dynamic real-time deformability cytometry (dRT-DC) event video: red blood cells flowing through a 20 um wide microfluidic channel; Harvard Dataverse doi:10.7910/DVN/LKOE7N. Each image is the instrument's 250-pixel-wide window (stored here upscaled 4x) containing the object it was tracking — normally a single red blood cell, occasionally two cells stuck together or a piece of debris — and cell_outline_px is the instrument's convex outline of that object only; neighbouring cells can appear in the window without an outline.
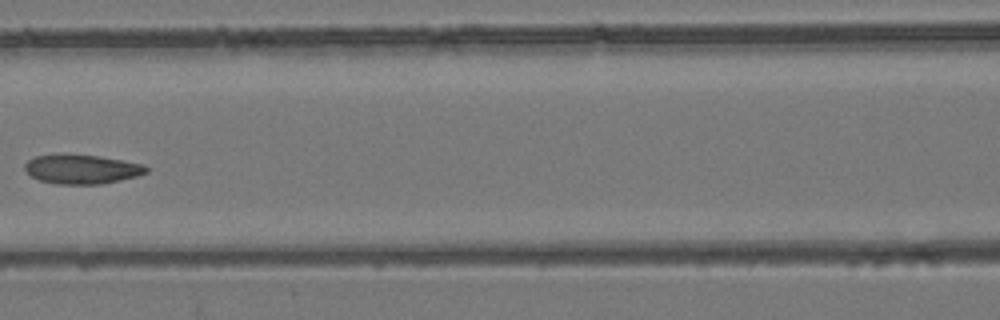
{"species": "common noctule bat (a hibernating species)", "species_latin": "Nyctalus noctula", "temperature_condition": "room temperature", "stored_images_in_passage": 9, "camera_frame_rate_fps": 3000, "um_per_image_px": 0.085, "animal": {"sex": "female", "body_mass_g": 24.6, "forearm_length_mm": 56.2}, "frame": {"image": 1, "passage_image": 7, "time_ms": 2.0, "image_size_px": [1000, 320], "cell_outline_px": [[148, 172], [136, 176], [120, 180], [100, 184], [56, 184], [40, 180], [32, 176], [24, 168], [24, 164], [28, 160], [36, 156], [96, 156], [144, 164], [148, 168]], "centroid_in_image_um": [6.98, 14.41], "position_along_channel_um": 159.6, "area_um2": 20.0}}
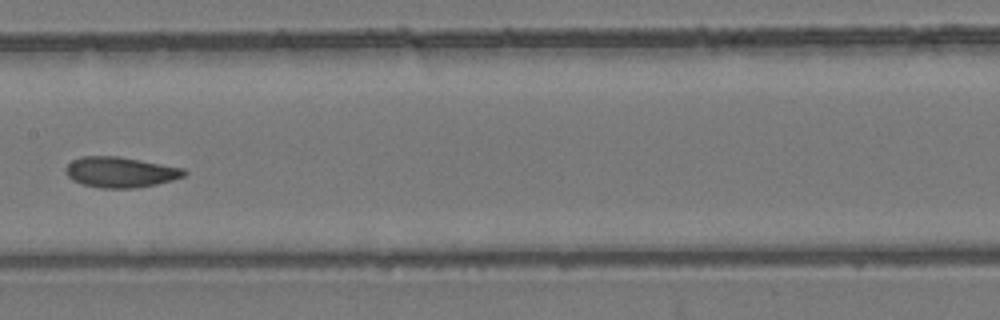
{"frame": {"image": 2, "passage_image": 8, "time_ms": 2.333, "image_size_px": [1000, 320], "cell_outline_px": [[188, 172], [184, 176], [172, 180], [156, 184], [136, 188], [100, 188], [84, 184], [72, 180], [64, 172], [64, 168], [72, 160], [80, 156], [120, 156], [184, 168]], "centroid_in_image_um": [10.22, 14.62], "position_along_channel_um": 197.2, "area_um2": 21.21}}
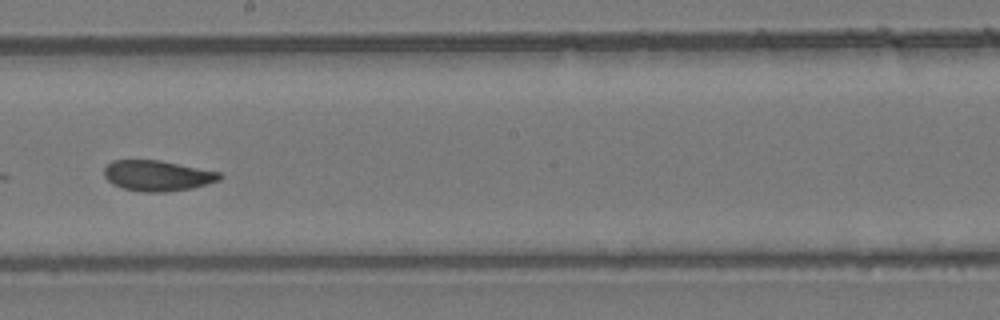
{"frame": {"image": 3, "passage_image": 9, "time_ms": 2.667, "image_size_px": [1000, 320], "cell_outline_px": [[224, 176], [220, 180], [192, 188], [168, 192], [144, 192], [124, 188], [112, 184], [104, 176], [104, 168], [112, 160], [160, 160], [220, 172]], "centroid_in_image_um": [13.39, 14.93], "position_along_channel_um": 234.8, "area_um2": 20.63}}